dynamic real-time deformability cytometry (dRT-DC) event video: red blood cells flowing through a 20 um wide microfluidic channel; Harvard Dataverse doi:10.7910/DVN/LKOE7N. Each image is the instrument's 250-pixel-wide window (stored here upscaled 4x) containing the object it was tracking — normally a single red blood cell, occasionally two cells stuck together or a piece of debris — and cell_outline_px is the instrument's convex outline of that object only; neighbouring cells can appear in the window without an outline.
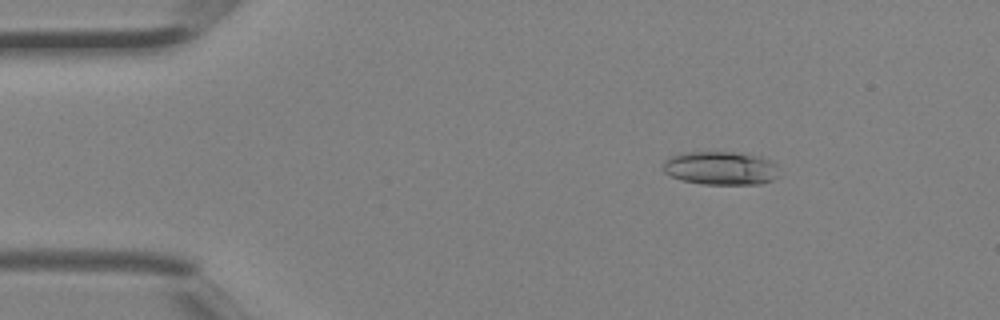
{"species": "Egyptian fruit bat (a non-hibernating species)", "species_latin": "Rousettus aegyptiacus", "temperature_condition": "room temperature", "stored_images_in_passage": 4, "camera_frame_rate_fps": 3000, "um_per_image_px": 0.085, "animal": {"sex": "female"}, "frame": {"image": 1, "passage_image": 2, "time_ms": 0.333, "image_size_px": [1000, 320], "cell_outline_px": [[776, 176], [772, 180], [760, 184], [704, 184], [680, 180], [664, 172], [664, 160], [672, 156], [688, 152], [732, 152], [760, 156], [776, 164]], "centroid_in_image_um": [61.23, 14.29], "position_along_channel_um": 23.8, "area_um2": 22.37}}
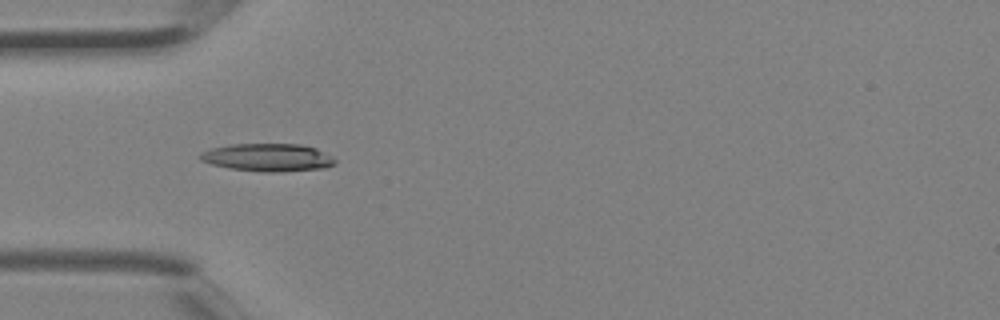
{"frame": {"image": 2, "passage_image": 4, "time_ms": 1.0, "image_size_px": [1000, 320], "cell_outline_px": [[336, 164], [324, 168], [272, 172], [264, 172], [228, 168], [212, 164], [200, 160], [200, 152], [212, 148], [232, 144], [300, 144], [316, 148], [332, 156], [336, 160]], "centroid_in_image_um": [22.77, 13.38], "position_along_channel_um": 62.2, "area_um2": 21.79}}